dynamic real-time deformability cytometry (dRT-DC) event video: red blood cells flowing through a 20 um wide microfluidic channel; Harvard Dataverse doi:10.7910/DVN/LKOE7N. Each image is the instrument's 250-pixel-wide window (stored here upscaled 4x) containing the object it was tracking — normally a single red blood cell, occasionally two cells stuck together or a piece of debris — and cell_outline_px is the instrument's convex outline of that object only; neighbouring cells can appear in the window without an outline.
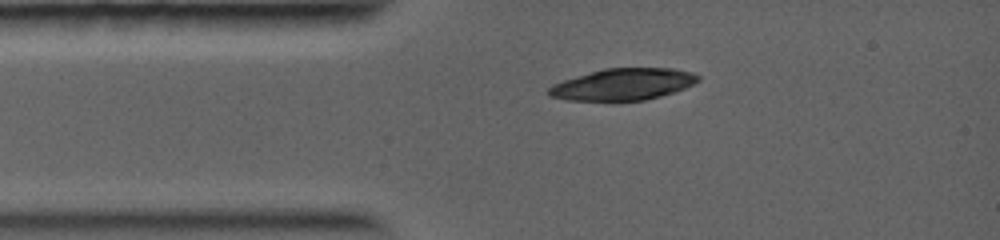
{"species": "common noctule bat (a hibernating species)", "species_latin": "Nyctalus noctula", "temperature_condition": "warm", "stored_images_in_passage": 3, "camera_frame_rate_fps": 5000, "um_per_image_px": 0.085, "animal": {"sex": "female", "body_mass_g": 19.0, "forearm_length_mm": 56.7}, "frame": {"image": 1, "passage_image": 1, "time_ms": 0.0, "image_size_px": [1000, 240], "cell_outline_px": [[700, 80], [684, 88], [660, 96], [644, 100], [568, 100], [548, 96], [548, 88], [552, 84], [576, 76], [604, 68], [672, 68], [692, 72], [700, 76]], "centroid_in_image_um": [52.95, 7.16], "position_along_channel_um": 32.0, "area_um2": 27.34}}